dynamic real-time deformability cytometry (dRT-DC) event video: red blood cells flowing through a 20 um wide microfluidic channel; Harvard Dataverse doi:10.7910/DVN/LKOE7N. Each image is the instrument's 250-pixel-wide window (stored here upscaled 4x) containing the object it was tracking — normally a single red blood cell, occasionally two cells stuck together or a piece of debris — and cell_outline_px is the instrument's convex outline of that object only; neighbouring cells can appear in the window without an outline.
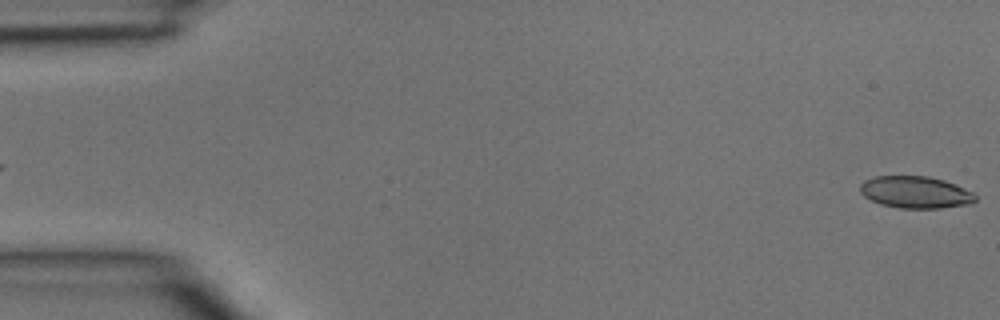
{"species": "common noctule bat (a hibernating species)", "species_latin": "Nyctalus noctula", "temperature_condition": "room temperature", "stored_images_in_passage": 4, "segment_of_instrument_passage": [2, 2], "camera_frame_rate_fps": 3000, "um_per_image_px": 0.085, "animal": {"sex": "male", "body_mass_g": 15.6}, "frame": {"image": 1, "passage_image": 4, "time_ms": 1.0, "image_size_px": [1000, 320], "cell_outline_px": [[976, 200], [972, 204], [940, 208], [900, 208], [880, 204], [864, 196], [860, 192], [860, 184], [864, 180], [876, 176], [928, 176], [944, 180], [956, 184], [972, 192], [976, 196]], "centroid_in_image_um": [77.83, 16.34], "position_along_channel_um": 7.2, "area_um2": 21.56}}